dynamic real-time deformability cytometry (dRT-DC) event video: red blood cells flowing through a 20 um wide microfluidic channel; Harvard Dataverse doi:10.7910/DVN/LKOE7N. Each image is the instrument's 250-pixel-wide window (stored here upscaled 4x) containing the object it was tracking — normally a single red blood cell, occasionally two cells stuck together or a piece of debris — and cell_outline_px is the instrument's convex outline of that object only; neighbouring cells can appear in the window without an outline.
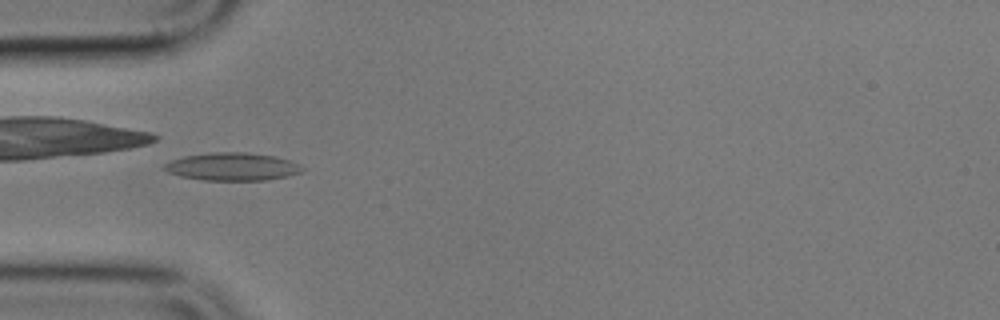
{"species": "common noctule bat (a hibernating species)", "species_latin": "Nyctalus noctula", "temperature_condition": "cold", "stored_images_in_passage": 10, "camera_frame_rate_fps": 3000, "um_per_image_px": 0.085, "animal": {"sex": "male", "body_mass_g": 17.9}, "frame": {"image": 1, "passage_image": 4, "time_ms": 4.333, "image_size_px": [1000, 320], "cell_outline_px": [[304, 168], [300, 172], [288, 176], [268, 180], [204, 180], [180, 176], [168, 172], [164, 168], [164, 164], [172, 160], [184, 156], [212, 152], [248, 152], [276, 156], [292, 160], [300, 164]], "centroid_in_image_um": [19.79, 14.16], "position_along_channel_um": 65.2, "area_um2": 22.48}}
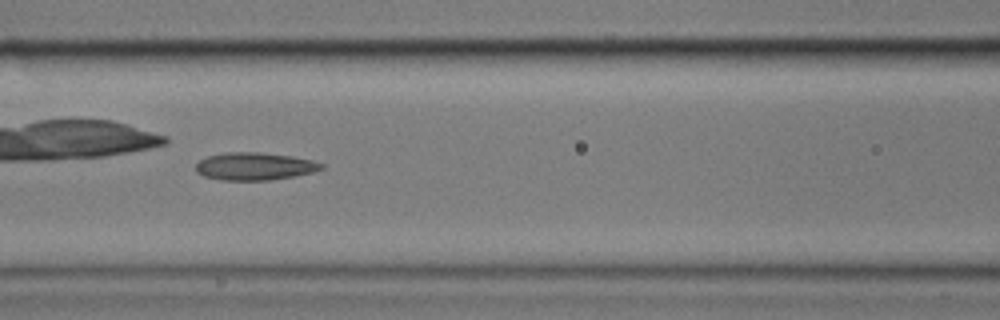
{"frame": {"image": 2, "passage_image": 6, "time_ms": 6.667, "image_size_px": [1000, 320], "cell_outline_px": [[324, 168], [312, 172], [296, 176], [272, 180], [220, 180], [204, 176], [196, 172], [196, 164], [200, 160], [208, 156], [228, 152], [260, 152], [292, 156], [312, 160], [324, 164]], "centroid_in_image_um": [21.66, 14.14], "position_along_channel_um": 144.9, "area_um2": 20.29}}
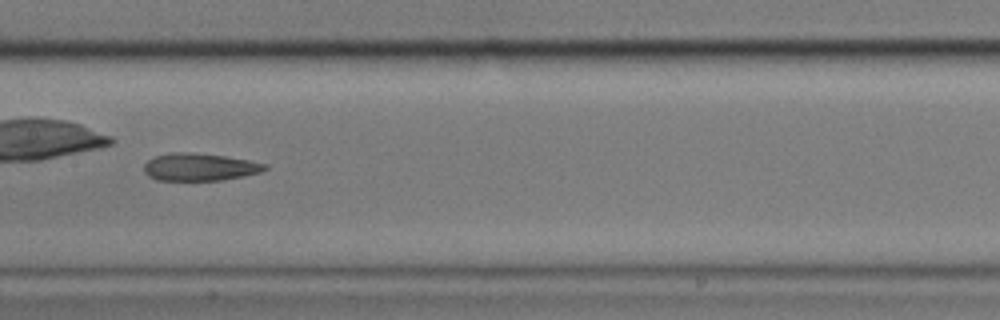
{"frame": {"image": 3, "passage_image": 7, "time_ms": 8.0, "image_size_px": [1000, 320], "cell_outline_px": [[268, 168], [260, 172], [244, 176], [220, 180], [156, 180], [148, 176], [144, 172], [144, 164], [148, 160], [156, 156], [172, 152], [184, 152], [224, 156], [248, 160], [268, 164]], "centroid_in_image_um": [16.96, 14.2], "position_along_channel_um": 190.4, "area_um2": 19.25}}